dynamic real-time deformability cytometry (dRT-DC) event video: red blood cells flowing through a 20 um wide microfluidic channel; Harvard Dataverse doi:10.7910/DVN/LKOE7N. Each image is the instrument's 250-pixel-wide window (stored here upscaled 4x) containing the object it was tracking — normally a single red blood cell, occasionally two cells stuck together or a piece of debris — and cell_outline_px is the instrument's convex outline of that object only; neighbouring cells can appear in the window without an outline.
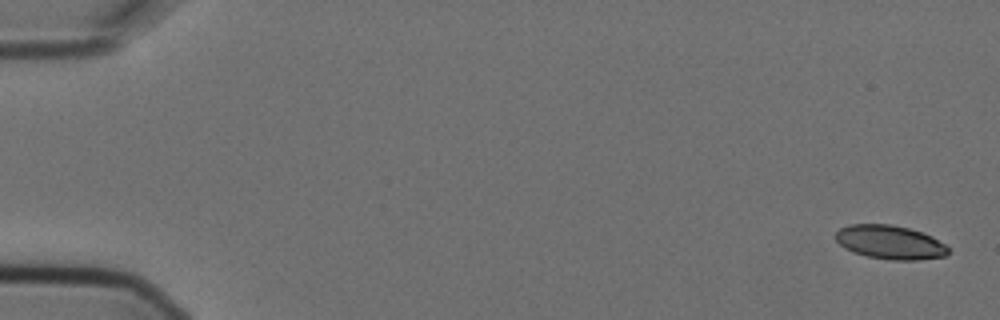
{"species": "Egyptian fruit bat (a non-hibernating species)", "species_latin": "Rousettus aegyptiacus", "temperature_condition": "cold", "stored_images_in_passage": 7, "camera_frame_rate_fps": 3000, "um_per_image_px": 0.085, "animal": {"sex": "female"}, "frame": {"image": 1, "passage_image": 1, "time_ms": 0.0, "image_size_px": [1000, 320], "cell_outline_px": [[948, 252], [944, 256], [916, 260], [892, 260], [868, 256], [852, 252], [844, 248], [832, 236], [840, 228], [848, 224], [892, 224], [908, 228], [932, 236], [944, 244], [948, 248]], "centroid_in_image_um": [75.59, 20.58], "position_along_channel_um": 9.4, "area_um2": 22.2}}
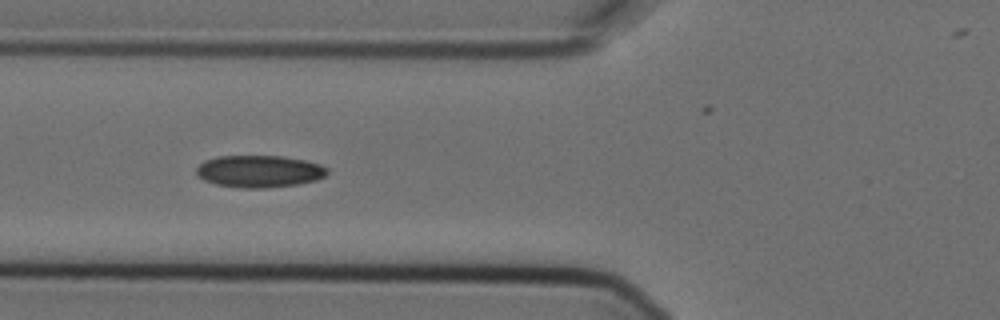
{"frame": {"image": 2, "passage_image": 6, "time_ms": 1.667, "image_size_px": [1000, 320], "cell_outline_px": [[328, 172], [324, 176], [316, 180], [296, 184], [268, 188], [240, 188], [216, 184], [204, 180], [196, 172], [196, 168], [204, 160], [216, 156], [284, 156], [304, 160], [320, 164], [328, 168]], "centroid_in_image_um": [22.03, 14.56], "position_along_channel_um": 103.8, "area_um2": 24.51}}
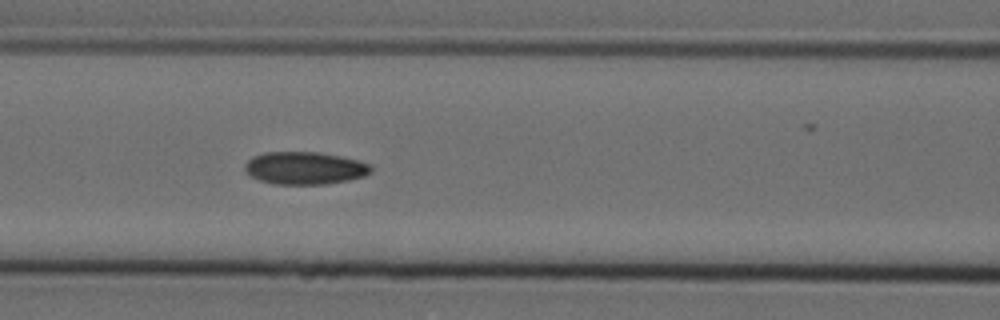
{"frame": {"image": 3, "passage_image": 7, "time_ms": 2.0, "image_size_px": [1000, 320], "cell_outline_px": [[372, 172], [364, 176], [348, 180], [324, 184], [272, 184], [260, 180], [244, 172], [244, 164], [252, 156], [264, 152], [316, 152], [340, 156], [360, 160], [372, 164]], "centroid_in_image_um": [25.9, 14.28], "position_along_channel_um": 140.7, "area_um2": 24.16}}